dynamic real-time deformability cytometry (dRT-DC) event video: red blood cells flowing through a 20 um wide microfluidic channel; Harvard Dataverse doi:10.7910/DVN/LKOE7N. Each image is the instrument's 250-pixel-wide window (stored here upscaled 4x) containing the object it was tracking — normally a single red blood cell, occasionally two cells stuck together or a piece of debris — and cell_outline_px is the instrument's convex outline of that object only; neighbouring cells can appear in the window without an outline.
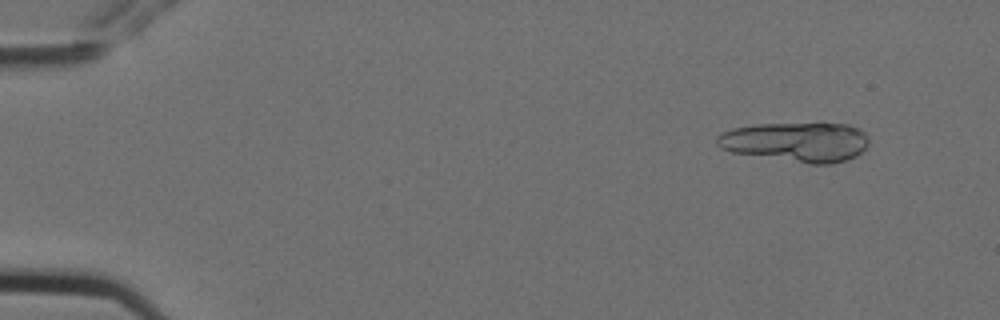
{"species": "Egyptian fruit bat (a non-hibernating species)", "species_latin": "Rousettus aegyptiacus", "temperature_condition": "cold", "stored_images_in_passage": 6, "camera_frame_rate_fps": 3000, "um_per_image_px": 0.085, "animal": {"sex": "female"}, "frame": {"image": 1, "passage_image": 2, "time_ms": 0.333, "image_size_px": [1000, 320], "cell_outline_px": [[868, 144], [856, 156], [832, 164], [812, 164], [732, 152], [720, 148], [716, 144], [716, 136], [732, 128], [756, 124], [848, 124], [860, 128], [868, 136]], "centroid_in_image_um": [67.68, 12.06], "position_along_channel_um": 17.3, "area_um2": 34.91}}